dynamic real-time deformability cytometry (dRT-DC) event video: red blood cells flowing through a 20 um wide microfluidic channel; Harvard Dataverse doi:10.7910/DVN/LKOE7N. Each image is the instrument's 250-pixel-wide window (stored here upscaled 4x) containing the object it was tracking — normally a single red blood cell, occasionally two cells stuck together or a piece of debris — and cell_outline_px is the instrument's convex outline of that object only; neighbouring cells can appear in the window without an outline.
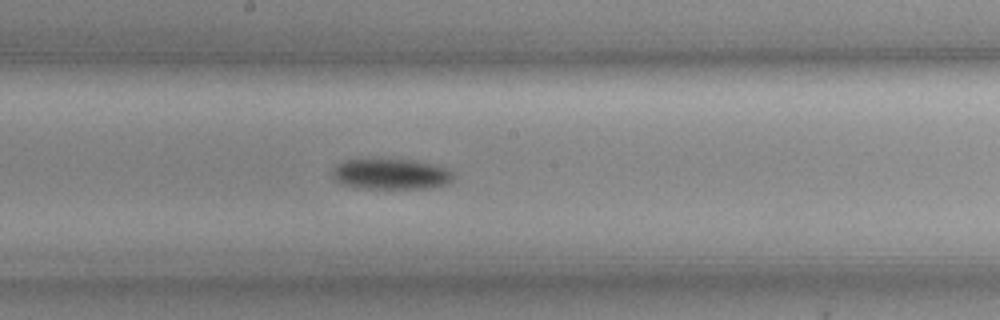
{"species": "common noctule bat (a hibernating species)", "species_latin": "Nyctalus noctula", "temperature_condition": "cold", "stored_images_in_passage": 59, "segment_of_instrument_passage": [1, 2], "camera_frame_rate_fps": 3000, "um_per_image_px": 0.085, "animal": {"sex": "female", "body_mass_g": 19.3, "forearm_length_mm": 54.1}, "frame": {"image": 1, "passage_image": 31, "time_ms": 10.0, "image_size_px": [1000, 320], "cell_outline_px": [[456, 180], [432, 188], [356, 188], [340, 184], [332, 180], [328, 172], [336, 164], [344, 160], [412, 160], [444, 168], [452, 172]], "centroid_in_image_um": [33.12, 14.82], "position_along_channel_um": 215.1, "area_um2": 21.73}}
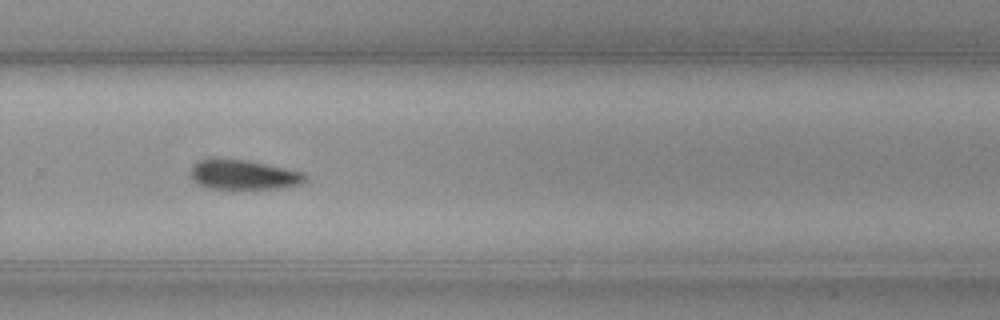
{"frame": {"image": 2, "passage_image": 39, "time_ms": 12.667, "image_size_px": [1000, 320], "cell_outline_px": [[308, 180], [304, 184], [288, 188], [208, 188], [196, 184], [192, 180], [188, 172], [192, 164], [196, 160], [248, 160], [304, 172], [308, 176]], "centroid_in_image_um": [20.74, 14.87], "position_along_channel_um": 309.1, "area_um2": 20.06}}
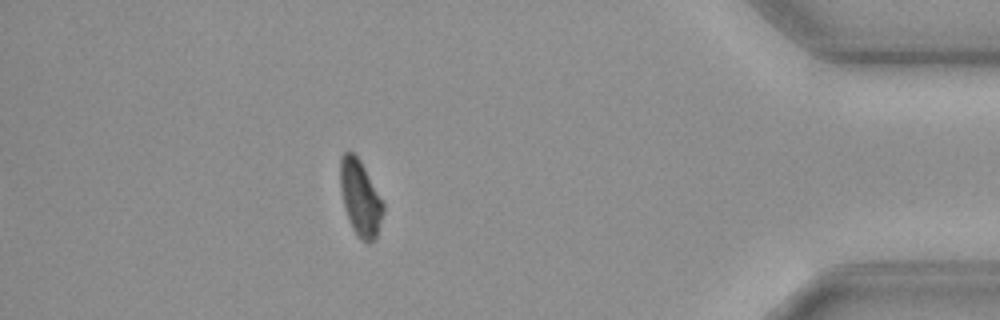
{"frame": {"image": 3, "passage_image": 51, "time_ms": 16.667, "image_size_px": [1000, 320], "cell_outline_px": [[384, 212], [376, 236], [368, 244], [360, 240], [356, 236], [348, 220], [344, 208], [340, 192], [340, 156], [344, 152], [352, 152], [360, 160], [384, 204]], "centroid_in_image_um": [30.59, 16.85], "position_along_channel_um": 404.6, "area_um2": 19.02}}